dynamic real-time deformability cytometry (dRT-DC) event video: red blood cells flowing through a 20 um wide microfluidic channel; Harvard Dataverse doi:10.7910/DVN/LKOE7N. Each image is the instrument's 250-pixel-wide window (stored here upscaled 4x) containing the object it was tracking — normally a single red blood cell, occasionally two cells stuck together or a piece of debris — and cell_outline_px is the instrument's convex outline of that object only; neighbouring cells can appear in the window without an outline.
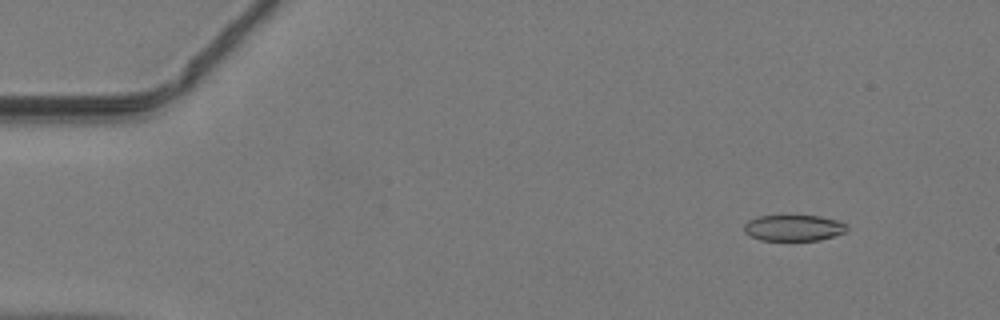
{"species": "common noctule bat (a hibernating species)", "species_latin": "Nyctalus noctula", "temperature_condition": "warm", "stored_images_in_passage": 47, "camera_frame_rate_fps": 3000, "um_per_image_px": 0.085, "animal": {"sex": "male", "body_mass_g": 19.2, "forearm_length_mm": 51.8}, "frame": {"image": 1, "passage_image": 5, "time_ms": 1.333, "image_size_px": [1000, 320], "cell_outline_px": [[848, 228], [844, 232], [820, 240], [760, 240], [744, 232], [744, 224], [748, 220], [756, 216], [820, 216], [836, 220], [844, 224]], "centroid_in_image_um": [67.41, 19.37], "position_along_channel_um": 17.6, "area_um2": 15.43}}
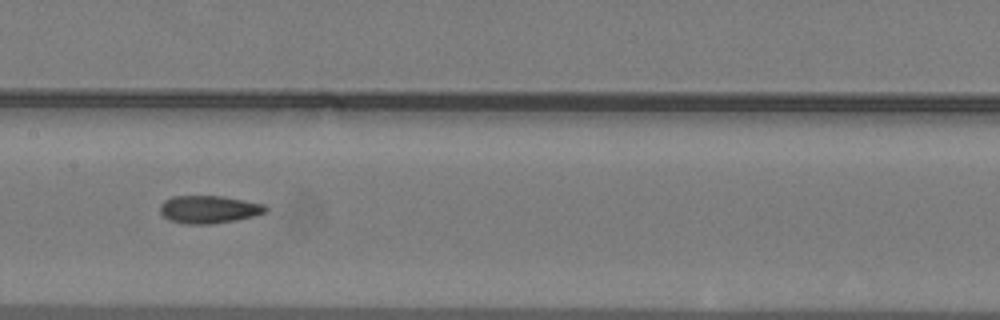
{"frame": {"image": 2, "passage_image": 24, "time_ms": 7.667, "image_size_px": [1000, 320], "cell_outline_px": [[268, 208], [264, 212], [252, 216], [236, 220], [212, 224], [184, 224], [168, 220], [160, 212], [160, 204], [164, 200], [172, 196], [220, 196], [264, 204]], "centroid_in_image_um": [17.7, 17.8], "position_along_channel_um": 189.7, "area_um2": 16.99}}
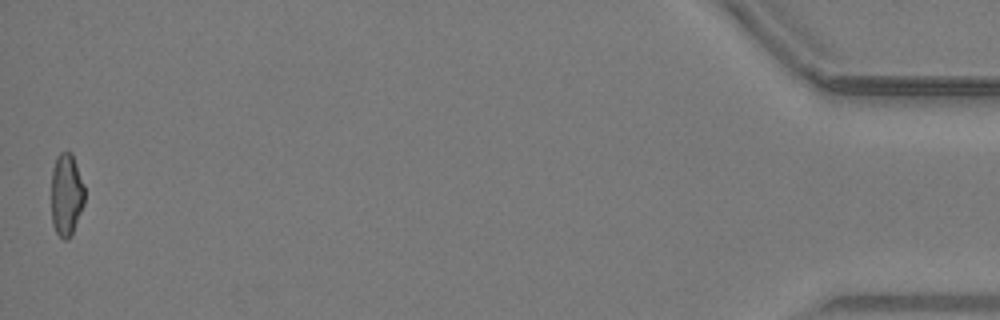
{"frame": {"image": 3, "passage_image": 47, "time_ms": 15.333, "image_size_px": [1000, 320], "cell_outline_px": [[84, 204], [72, 236], [68, 240], [64, 240], [56, 232], [52, 224], [52, 168], [56, 156], [60, 152], [72, 152], [84, 184]], "centroid_in_image_um": [5.65, 16.55], "position_along_channel_um": 429.6, "area_um2": 16.24}}